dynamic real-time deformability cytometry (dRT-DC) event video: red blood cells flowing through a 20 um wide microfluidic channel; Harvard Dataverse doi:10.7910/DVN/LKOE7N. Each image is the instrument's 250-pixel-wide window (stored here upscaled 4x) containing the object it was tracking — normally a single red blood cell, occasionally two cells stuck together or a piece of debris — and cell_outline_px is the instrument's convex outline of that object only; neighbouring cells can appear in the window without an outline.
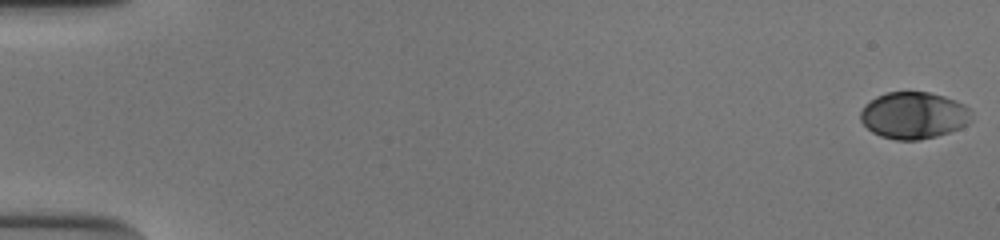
{"species": "human", "species_latin": "Homo sapiens", "temperature_condition": "cold", "stored_images_in_passage": 54, "camera_frame_rate_fps": 3000, "um_per_image_px": 0.085, "donor": {"sex": "male"}, "frame": {"image": 1, "passage_image": 1, "time_ms": 0.0, "image_size_px": [1000, 240], "cell_outline_px": [[972, 120], [968, 124], [960, 128], [936, 136], [920, 140], [896, 140], [880, 136], [872, 132], [860, 120], [860, 112], [864, 104], [876, 96], [888, 92], [928, 92], [944, 96], [956, 100], [964, 104], [972, 112]], "centroid_in_image_um": [77.67, 9.8], "position_along_channel_um": 7.3, "area_um2": 30.52}}
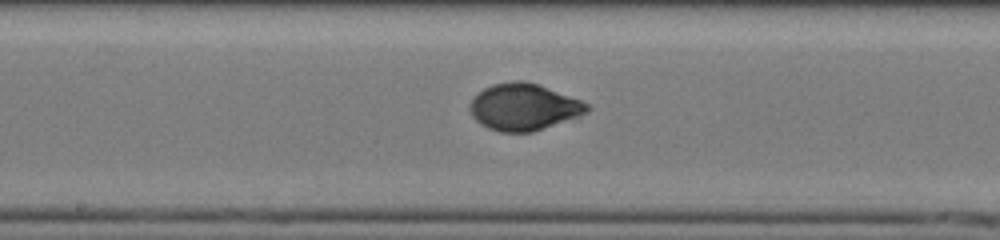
{"frame": {"image": 2, "passage_image": 30, "time_ms": 9.667, "image_size_px": [1000, 240], "cell_outline_px": [[592, 108], [588, 112], [532, 132], [500, 132], [488, 128], [480, 124], [472, 116], [472, 100], [484, 88], [492, 84], [516, 80], [524, 80], [536, 84], [592, 104]], "centroid_in_image_um": [44.54, 9.09], "position_along_channel_um": 203.7, "area_um2": 31.44}}
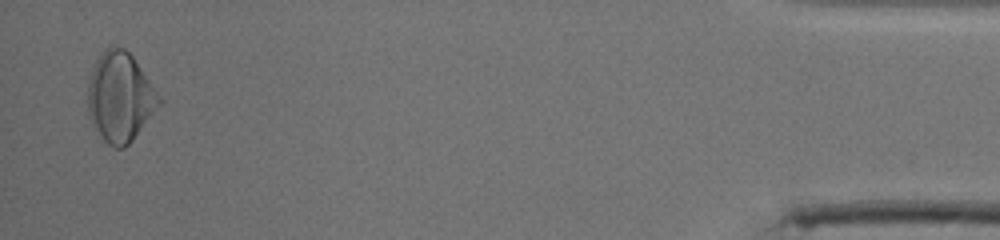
{"frame": {"image": 3, "passage_image": 53, "time_ms": 17.333, "image_size_px": [1000, 240], "cell_outline_px": [[164, 100], [132, 140], [124, 148], [116, 148], [108, 144], [92, 128], [88, 116], [88, 84], [96, 60], [104, 48], [124, 48], [132, 56]], "centroid_in_image_um": [10.2, 8.29], "position_along_channel_um": 425.0, "area_um2": 37.05}, "authors_computed_cell_mechanics": {"area_um2": 31.212, "velocity_mm_per_s": 3.8791, "shape_relaxation_time_tau1_ms": 3.3575, "shape_relaxation_time_tau2_ms": null, "deformation_change_tau1": 0.1362, "deformation_change_tau2": null}}